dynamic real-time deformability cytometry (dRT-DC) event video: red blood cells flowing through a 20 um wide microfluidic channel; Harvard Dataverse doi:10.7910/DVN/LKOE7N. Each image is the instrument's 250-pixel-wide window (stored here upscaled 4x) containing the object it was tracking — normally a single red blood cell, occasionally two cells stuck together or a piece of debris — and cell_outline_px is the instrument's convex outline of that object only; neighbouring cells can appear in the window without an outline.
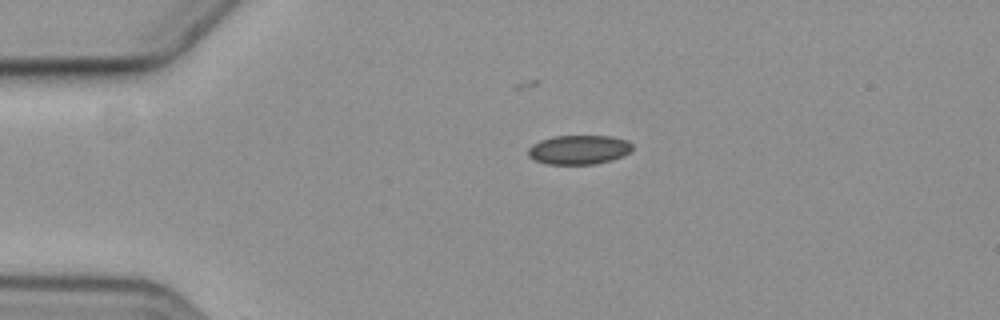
{"species": "common noctule bat (a hibernating species)", "species_latin": "Nyctalus noctula", "temperature_condition": "cold", "stored_images_in_passage": 3, "camera_frame_rate_fps": 3000, "um_per_image_px": 0.085, "animal": {"sex": "female", "body_mass_g": 19.3, "forearm_length_mm": 54.1}, "frame": {"image": 1, "passage_image": 1, "time_ms": 0.0, "image_size_px": [1000, 320], "cell_outline_px": [[632, 148], [628, 152], [612, 160], [596, 164], [544, 164], [528, 156], [528, 148], [532, 144], [540, 140], [552, 136], [612, 136], [628, 140], [632, 144]], "centroid_in_image_um": [49.18, 12.72], "position_along_channel_um": 35.8, "area_um2": 17.8}}
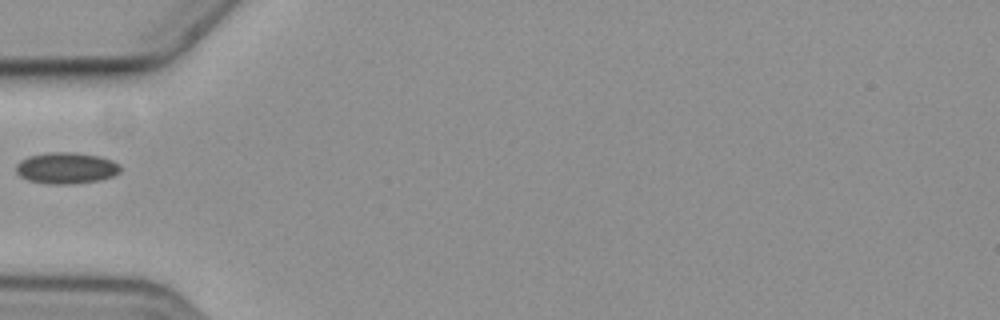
{"frame": {"image": 2, "passage_image": 3, "time_ms": 2.333, "image_size_px": [1000, 320], "cell_outline_px": [[120, 172], [112, 176], [100, 180], [72, 184], [48, 184], [28, 180], [20, 176], [16, 172], [16, 164], [20, 160], [28, 156], [48, 152], [76, 152], [100, 156], [112, 160], [120, 164]], "centroid_in_image_um": [5.63, 14.28], "position_along_channel_um": 79.4, "area_um2": 19.25}}